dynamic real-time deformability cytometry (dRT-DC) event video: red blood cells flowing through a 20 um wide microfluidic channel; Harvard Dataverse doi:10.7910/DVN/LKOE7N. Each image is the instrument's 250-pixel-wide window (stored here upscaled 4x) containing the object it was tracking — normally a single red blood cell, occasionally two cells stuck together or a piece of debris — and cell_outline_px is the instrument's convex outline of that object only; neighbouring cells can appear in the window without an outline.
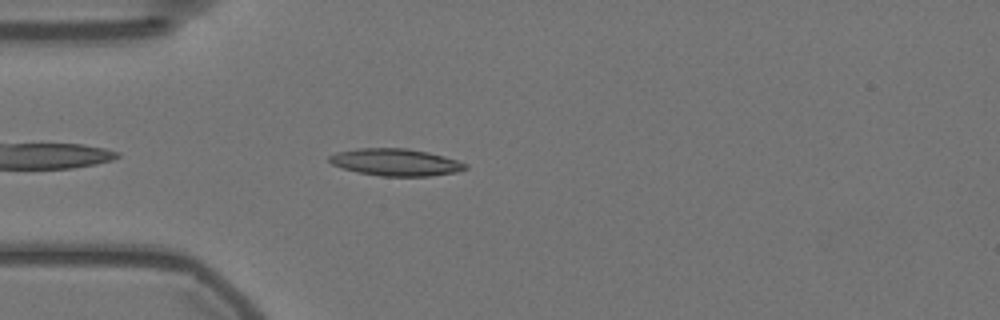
{"species": "Egyptian fruit bat (a non-hibernating species)", "species_latin": "Rousettus aegyptiacus", "temperature_condition": "warm", "stored_images_in_passage": 45, "camera_frame_rate_fps": 3000, "um_per_image_px": 0.085, "animal": {"sex": "female"}, "frame": {"image": 1, "passage_image": 4, "time_ms": 1.0, "image_size_px": [1000, 320], "cell_outline_px": [[468, 168], [456, 172], [428, 176], [380, 176], [356, 172], [332, 164], [328, 160], [328, 156], [336, 152], [356, 148], [408, 148], [428, 152], [444, 156], [468, 164]], "centroid_in_image_um": [33.62, 13.78], "position_along_channel_um": 51.4, "area_um2": 21.56}}
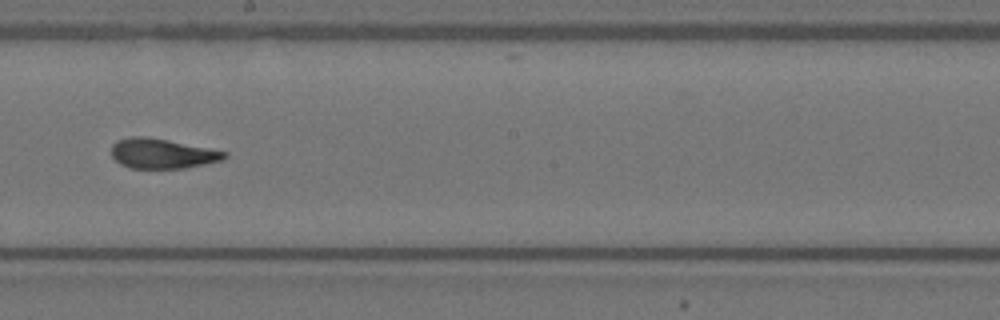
{"frame": {"image": 2, "passage_image": 20, "time_ms": 6.333, "image_size_px": [1000, 320], "cell_outline_px": [[228, 156], [224, 160], [184, 168], [128, 168], [120, 164], [112, 156], [112, 144], [116, 140], [132, 136], [144, 136], [168, 140], [228, 152]], "centroid_in_image_um": [13.78, 13.05], "position_along_channel_um": 234.4, "area_um2": 19.71}}
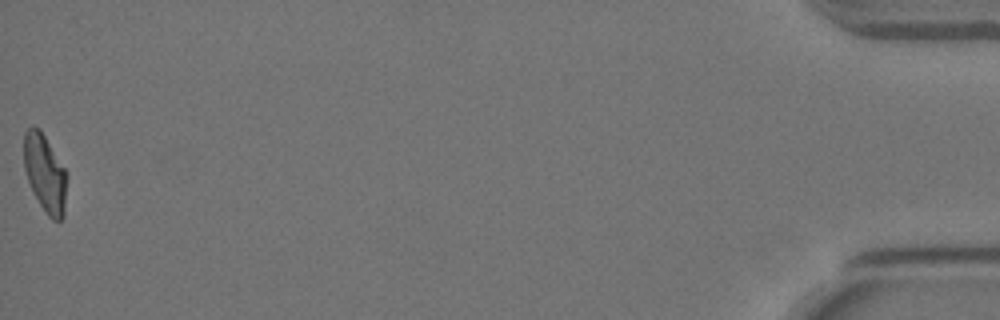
{"frame": {"image": 3, "passage_image": 45, "time_ms": 14.667, "image_size_px": [1000, 320], "cell_outline_px": [[68, 176], [64, 216], [60, 220], [52, 220], [48, 216], [40, 204], [28, 180], [24, 168], [24, 132], [32, 124], [40, 128], [68, 172]], "centroid_in_image_um": [3.85, 14.69], "position_along_channel_um": 431.3, "area_um2": 19.77}, "authors_computed_cell_mechanics": {"area_um2": 20.23, "velocity_mm_per_s": 3.5742, "shape_relaxation_time_tau1_ms": null, "shape_relaxation_time_tau2_ms": 1.4281, "deformation_change_tau1": null, "deformation_change_tau2": 0.0879}}